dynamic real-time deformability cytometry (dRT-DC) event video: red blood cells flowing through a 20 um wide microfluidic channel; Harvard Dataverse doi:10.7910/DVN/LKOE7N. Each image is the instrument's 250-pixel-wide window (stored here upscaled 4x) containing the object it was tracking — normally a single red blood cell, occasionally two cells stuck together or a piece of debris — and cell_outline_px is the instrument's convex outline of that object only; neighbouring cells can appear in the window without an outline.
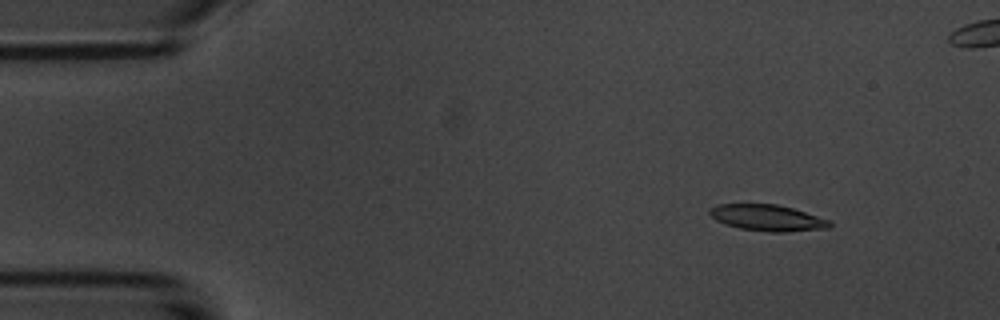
{"species": "common noctule bat (a hibernating species)", "species_latin": "Nyctalus noctula", "temperature_condition": "room temperature", "stored_images_in_passage": 4, "camera_frame_rate_fps": 3000, "um_per_image_px": 0.085, "animal": {"sex": "male", "body_mass_g": 20.1, "forearm_length_mm": 53.5}, "frame": {"image": 1, "passage_image": 1, "time_ms": 0.0, "image_size_px": [1000, 320], "cell_outline_px": [[832, 224], [828, 228], [784, 232], [768, 232], [740, 228], [724, 224], [716, 220], [708, 212], [708, 208], [716, 204], [776, 204], [792, 208], [832, 220]], "centroid_in_image_um": [65.22, 18.51], "position_along_channel_um": 19.8, "area_um2": 18.44}}
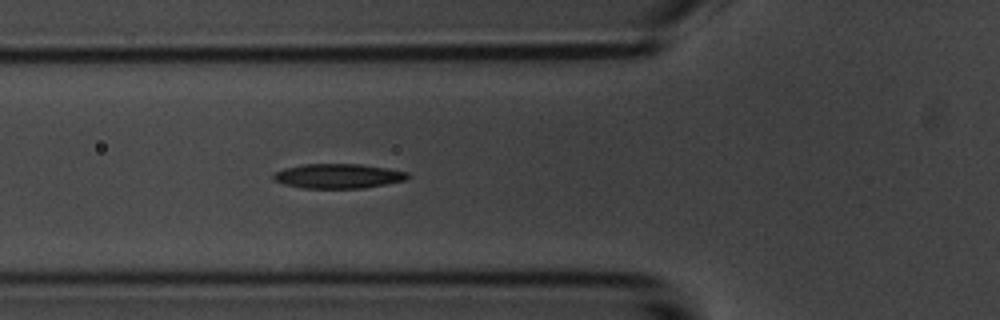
{"frame": {"image": 2, "passage_image": 4, "time_ms": 4.333, "image_size_px": [1000, 320], "cell_outline_px": [[412, 176], [404, 180], [364, 188], [304, 188], [284, 184], [276, 180], [272, 176], [276, 172], [284, 168], [304, 164], [360, 164], [388, 168], [408, 172]], "centroid_in_image_um": [28.78, 14.96], "position_along_channel_um": 97.0, "area_um2": 19.13}}